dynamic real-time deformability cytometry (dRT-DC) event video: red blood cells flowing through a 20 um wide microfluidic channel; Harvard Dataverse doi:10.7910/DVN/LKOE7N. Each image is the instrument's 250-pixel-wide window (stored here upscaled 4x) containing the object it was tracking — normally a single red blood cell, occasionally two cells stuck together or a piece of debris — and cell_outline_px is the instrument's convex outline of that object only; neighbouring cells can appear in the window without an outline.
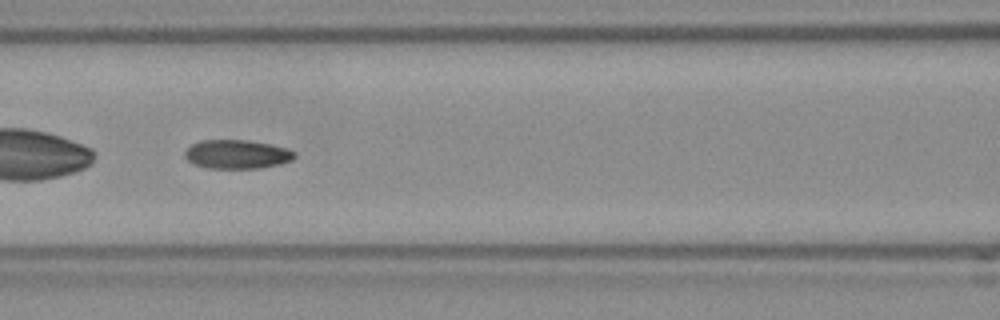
{"species": "Egyptian fruit bat (a non-hibernating species)", "species_latin": "Rousettus aegyptiacus", "temperature_condition": "room temperature", "stored_images_in_passage": 55, "camera_frame_rate_fps": 3000, "um_per_image_px": 0.085, "frame": {"image": 1, "passage_image": 23, "time_ms": 7.333, "image_size_px": [1000, 320], "cell_outline_px": [[296, 156], [292, 160], [280, 164], [260, 168], [208, 168], [196, 164], [188, 160], [184, 156], [184, 152], [192, 144], [200, 140], [248, 140], [272, 144], [296, 152]], "centroid_in_image_um": [20.16, 13.11], "position_along_channel_um": 146.4, "area_um2": 18.44}, "authors_computed_cell_mechanics": {"area_um2": 19.0162, "velocity_mm_per_s": 3.796, "shape_relaxation_time_tau1_ms": null, "shape_relaxation_time_tau2_ms": 5.8392, "deformation_change_tau1": null, "deformation_change_tau2": 0.1099}}